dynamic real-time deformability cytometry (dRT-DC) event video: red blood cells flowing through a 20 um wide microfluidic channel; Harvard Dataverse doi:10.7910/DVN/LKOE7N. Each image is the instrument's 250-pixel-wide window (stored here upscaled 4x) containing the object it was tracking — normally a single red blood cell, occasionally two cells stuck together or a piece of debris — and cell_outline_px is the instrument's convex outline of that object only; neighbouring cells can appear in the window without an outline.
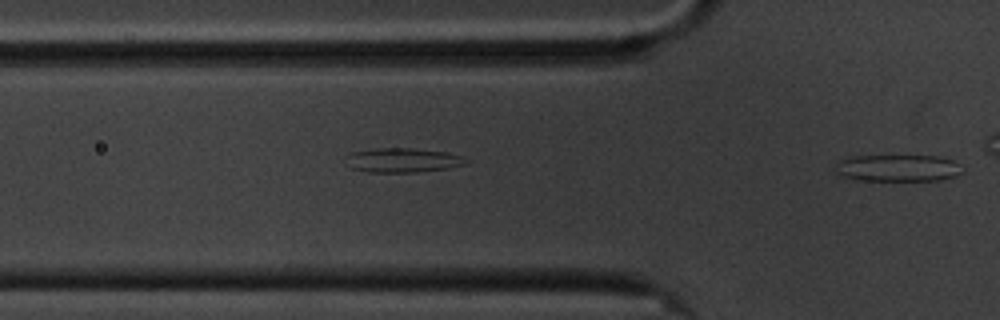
{"species": "common noctule bat (a hibernating species)", "species_latin": "Nyctalus noctula", "temperature_condition": "cold", "stored_images_in_passage": 15, "segment_of_instrument_passage": [2, 2], "camera_frame_rate_fps": 3000, "um_per_image_px": 0.085, "animal": {"sex": "male", "body_mass_g": 20.1, "forearm_length_mm": 53.5}, "frame": {"image": 1, "passage_image": 15, "time_ms": 4.667, "image_size_px": [1000, 320], "cell_outline_px": [[964, 172], [956, 176], [940, 180], [856, 180], [844, 176], [836, 172], [840, 160], [848, 156], [940, 156], [956, 160], [960, 164]], "centroid_in_image_um": [76.41, 14.27], "position_along_channel_um": 49.4, "area_um2": 19.94}}